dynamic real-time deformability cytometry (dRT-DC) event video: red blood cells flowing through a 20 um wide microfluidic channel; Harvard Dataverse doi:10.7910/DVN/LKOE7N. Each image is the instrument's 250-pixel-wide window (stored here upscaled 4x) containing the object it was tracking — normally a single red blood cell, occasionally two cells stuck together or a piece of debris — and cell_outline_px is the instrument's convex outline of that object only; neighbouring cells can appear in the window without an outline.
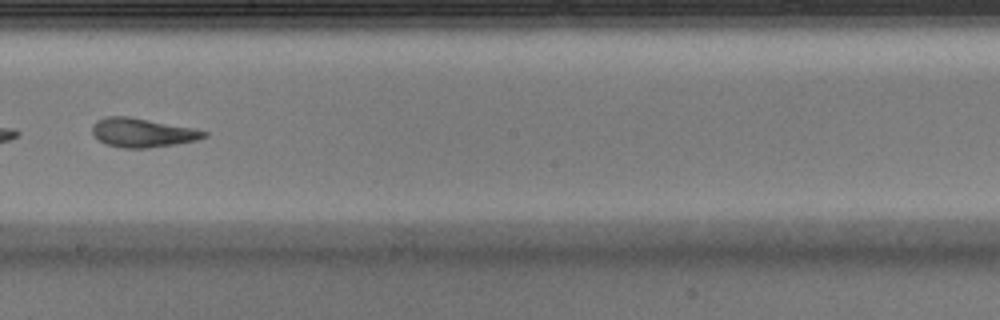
{"species": "Egyptian fruit bat (a non-hibernating species)", "species_latin": "Rousettus aegyptiacus", "temperature_condition": "warm", "stored_images_in_passage": 30, "camera_frame_rate_fps": 3000, "um_per_image_px": 0.085, "animal": {"sex": "male"}, "frame": {"image": 1, "passage_image": 13, "time_ms": 4.0, "image_size_px": [1000, 320], "cell_outline_px": [[208, 136], [196, 140], [148, 148], [120, 148], [104, 144], [92, 132], [92, 124], [96, 120], [108, 116], [128, 116], [196, 128], [208, 132]], "centroid_in_image_um": [12.1, 11.27], "position_along_channel_um": 236.1, "area_um2": 18.96}, "authors_computed_cell_mechanics": {"area_um2": 18.9873, "velocity_mm_per_s": 4.0502, "shape_relaxation_time_tau1_ms": 3.0382, "shape_relaxation_time_tau2_ms": 1.0581, "deformation_change_tau1": 0.1864, "deformation_change_tau2": 0.1034}}